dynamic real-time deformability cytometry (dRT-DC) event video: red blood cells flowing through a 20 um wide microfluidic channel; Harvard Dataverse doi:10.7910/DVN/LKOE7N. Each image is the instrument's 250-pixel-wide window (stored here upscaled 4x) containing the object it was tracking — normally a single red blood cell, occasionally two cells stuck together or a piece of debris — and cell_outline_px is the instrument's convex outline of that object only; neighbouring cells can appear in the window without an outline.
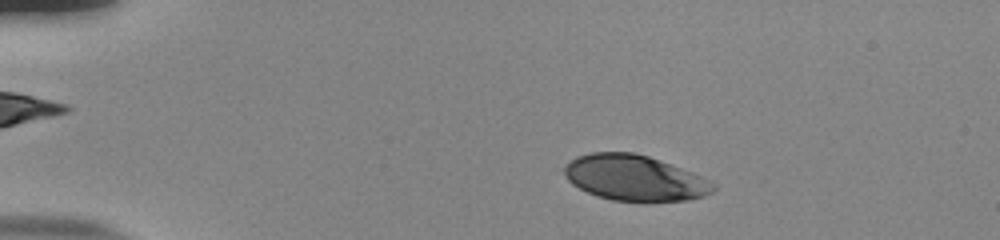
{"species": "human", "species_latin": "Homo sapiens", "temperature_condition": "room temperature", "stored_images_in_passage": 51, "camera_frame_rate_fps": 3000, "um_per_image_px": 0.085, "donor": {"sex": "male"}, "frame": {"image": 1, "passage_image": 7, "time_ms": 2.0, "image_size_px": [1000, 240], "cell_outline_px": [[716, 188], [712, 192], [704, 196], [688, 200], [644, 204], [612, 200], [596, 196], [572, 184], [556, 168], [576, 156], [592, 152], [632, 152], [648, 156], [660, 160], [692, 172], [716, 184]], "centroid_in_image_um": [53.88, 15.15], "position_along_channel_um": 31.1, "area_um2": 40.81}}
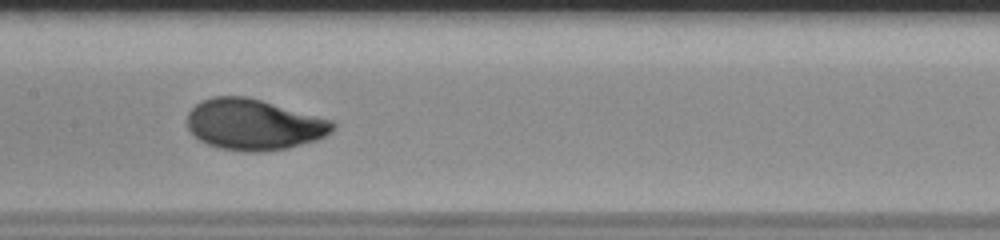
{"frame": {"image": 2, "passage_image": 25, "time_ms": 8.0, "image_size_px": [1000, 240], "cell_outline_px": [[336, 128], [332, 132], [316, 140], [288, 148], [256, 152], [244, 152], [220, 148], [208, 144], [200, 140], [188, 128], [188, 112], [200, 100], [212, 96], [248, 96], [332, 120], [336, 124]], "centroid_in_image_um": [21.58, 10.58], "position_along_channel_um": 185.8, "area_um2": 43.23}}
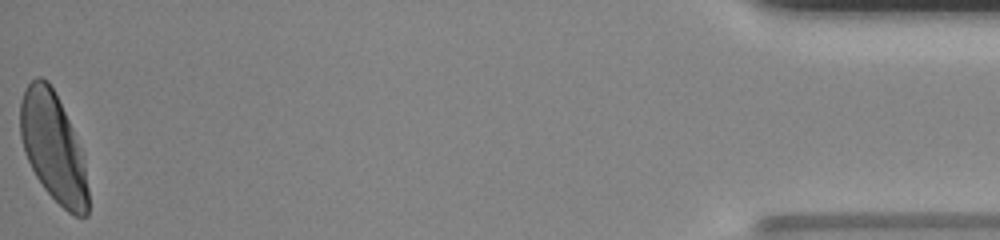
{"frame": {"image": 3, "passage_image": 51, "time_ms": 16.667, "image_size_px": [1000, 240], "cell_outline_px": [[88, 216], [76, 216], [68, 212], [44, 188], [36, 176], [24, 152], [20, 136], [20, 100], [28, 84], [36, 76], [40, 76], [48, 80], [72, 128], [80, 148], [84, 164], [88, 188]], "centroid_in_image_um": [4.51, 12.52], "position_along_channel_um": 430.7, "area_um2": 42.43}, "authors_computed_cell_mechanics": {"area_um2": 42.194, "velocity_mm_per_s": 3.8096, "shape_relaxation_time_tau1_ms": 2.6312, "shape_relaxation_time_tau2_ms": null, "deformation_change_tau1": 0.1687, "deformation_change_tau2": null}}